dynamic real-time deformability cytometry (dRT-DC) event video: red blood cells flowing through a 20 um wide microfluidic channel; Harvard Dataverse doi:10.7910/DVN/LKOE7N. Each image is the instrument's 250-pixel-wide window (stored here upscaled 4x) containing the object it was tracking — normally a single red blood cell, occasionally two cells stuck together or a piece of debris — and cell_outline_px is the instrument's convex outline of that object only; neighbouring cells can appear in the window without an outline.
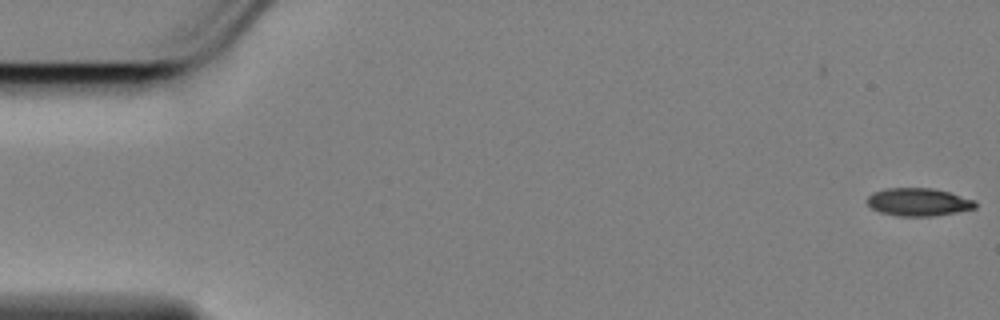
{"species": "Egyptian fruit bat (a non-hibernating species)", "species_latin": "Rousettus aegyptiacus", "temperature_condition": "cold", "stored_images_in_passage": 57, "camera_frame_rate_fps": 3000, "um_per_image_px": 0.085, "animal": {"sex": "female"}, "frame": {"image": 1, "passage_image": 1, "time_ms": 0.0, "image_size_px": [1000, 320], "cell_outline_px": [[976, 208], [956, 212], [932, 216], [900, 216], [880, 212], [872, 208], [864, 200], [872, 192], [884, 188], [932, 188], [948, 192], [976, 200]], "centroid_in_image_um": [78.04, 17.16], "position_along_channel_um": 7.0, "area_um2": 17.63}}
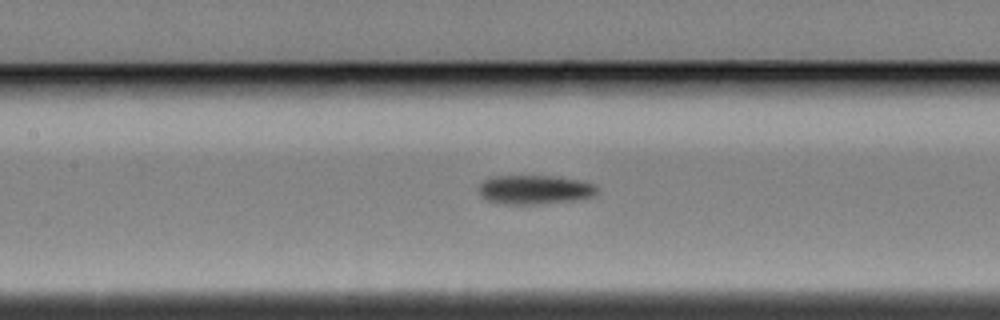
{"frame": {"image": 2, "passage_image": 26, "time_ms": 8.333, "image_size_px": [1000, 320], "cell_outline_px": [[596, 196], [584, 200], [532, 204], [508, 204], [488, 200], [480, 192], [480, 184], [484, 180], [492, 176], [552, 176], [580, 180], [596, 184]], "centroid_in_image_um": [45.54, 16.12], "position_along_channel_um": 161.9, "area_um2": 20.06}}
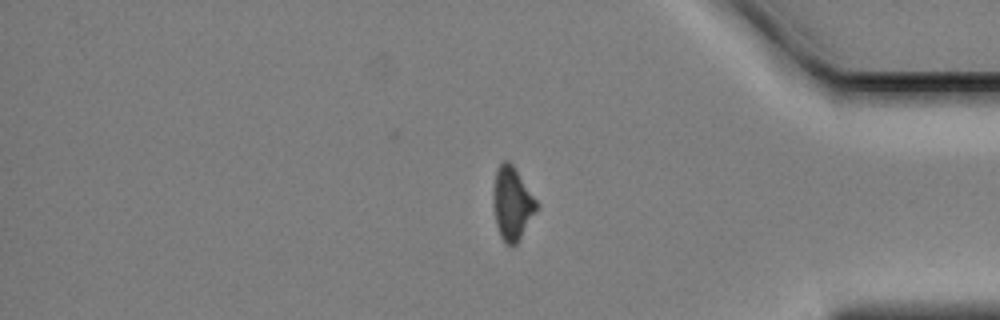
{"frame": {"image": 3, "passage_image": 48, "time_ms": 15.667, "image_size_px": [1000, 320], "cell_outline_px": [[540, 204], [536, 212], [516, 244], [512, 248], [500, 236], [496, 224], [492, 196], [496, 168], [504, 160], [508, 160], [512, 164]], "centroid_in_image_um": [43.53, 17.28], "position_along_channel_um": 391.7, "area_um2": 18.5}, "authors_computed_cell_mechanics": {"area_um2": 18.9584, "velocity_mm_per_s": 3.456, "shape_relaxation_time_tau1_ms": 4.2758, "shape_relaxation_time_tau2_ms": null, "deformation_change_tau1": 0.1195, "deformation_change_tau2": null}}